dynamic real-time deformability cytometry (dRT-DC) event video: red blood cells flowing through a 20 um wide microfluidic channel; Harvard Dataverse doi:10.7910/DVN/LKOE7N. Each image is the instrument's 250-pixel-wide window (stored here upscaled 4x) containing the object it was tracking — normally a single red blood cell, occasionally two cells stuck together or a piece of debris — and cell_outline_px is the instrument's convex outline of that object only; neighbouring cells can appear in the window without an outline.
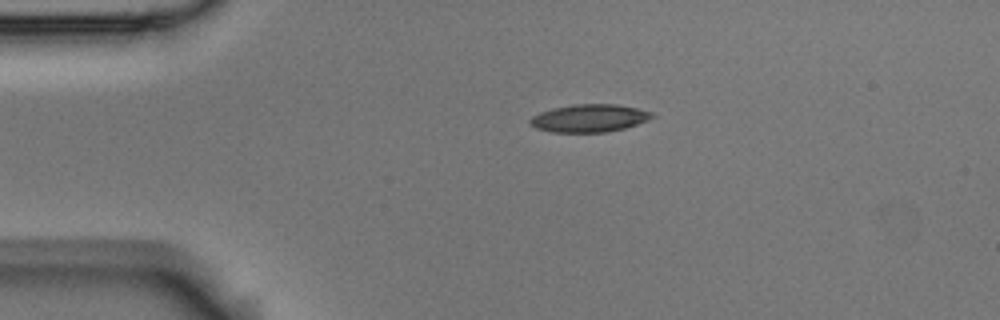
{"species": "Egyptian fruit bat (a non-hibernating species)", "species_latin": "Rousettus aegyptiacus", "temperature_condition": "room temperature", "stored_images_in_passage": 2, "camera_frame_rate_fps": 3000, "um_per_image_px": 0.085, "animal": {"sex": "male"}, "frame": {"image": 1, "passage_image": 1, "time_ms": 0.0, "image_size_px": [1000, 320], "cell_outline_px": [[656, 116], [648, 120], [624, 128], [604, 132], [552, 132], [536, 128], [528, 124], [528, 120], [532, 116], [540, 112], [552, 108], [572, 104], [616, 104], [636, 108], [652, 112]], "centroid_in_image_um": [50.06, 10.04], "position_along_channel_um": 34.9, "area_um2": 19.77}}